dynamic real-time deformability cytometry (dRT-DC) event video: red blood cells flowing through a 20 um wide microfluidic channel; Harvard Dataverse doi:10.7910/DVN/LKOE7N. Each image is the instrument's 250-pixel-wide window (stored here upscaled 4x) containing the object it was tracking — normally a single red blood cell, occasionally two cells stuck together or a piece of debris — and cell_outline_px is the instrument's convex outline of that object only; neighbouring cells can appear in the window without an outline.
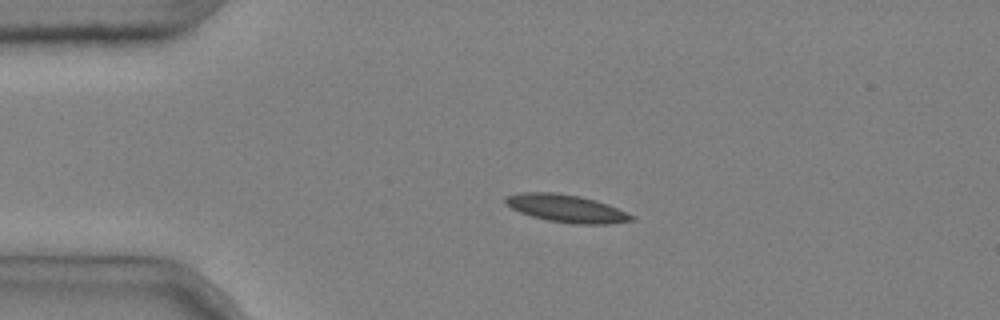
{"species": "common noctule bat (a hibernating species)", "species_latin": "Nyctalus noctula", "temperature_condition": "cold", "stored_images_in_passage": 3, "camera_frame_rate_fps": 3000, "um_per_image_px": 0.085, "animal": {"sex": "male", "body_mass_g": 20.4}, "frame": {"image": 1, "passage_image": 2, "time_ms": 0.333, "image_size_px": [1000, 320], "cell_outline_px": [[636, 216], [632, 220], [608, 224], [572, 224], [548, 220], [532, 216], [520, 212], [504, 204], [504, 196], [524, 192], [556, 192], [580, 196], [596, 200], [608, 204]], "centroid_in_image_um": [48.13, 17.71], "position_along_channel_um": 36.9, "area_um2": 20.4}}